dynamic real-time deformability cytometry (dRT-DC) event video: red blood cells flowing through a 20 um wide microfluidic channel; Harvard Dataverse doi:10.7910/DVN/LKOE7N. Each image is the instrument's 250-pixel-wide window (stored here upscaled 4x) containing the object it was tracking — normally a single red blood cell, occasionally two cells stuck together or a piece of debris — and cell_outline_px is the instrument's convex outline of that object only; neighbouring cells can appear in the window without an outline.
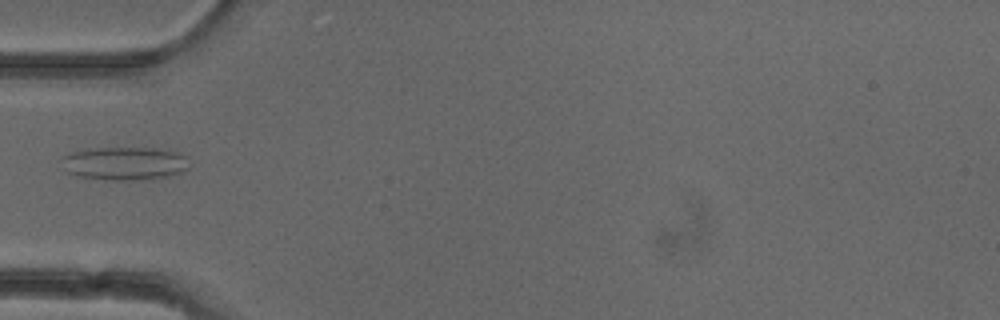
{"species": "common noctule bat (a hibernating species)", "species_latin": "Nyctalus noctula", "temperature_condition": "cold", "stored_images_in_passage": 36, "camera_frame_rate_fps": 3000, "um_per_image_px": 0.085, "animal": {"sex": "female"}, "frame": {"image": 1, "passage_image": 1, "time_ms": 0.0, "image_size_px": [1000, 320], "cell_outline_px": [[188, 168], [180, 172], [168, 176], [152, 180], [112, 180], [80, 176], [68, 172], [60, 160], [60, 156], [68, 152], [96, 148], [156, 148], [180, 152], [188, 156]], "centroid_in_image_um": [10.62, 13.88], "position_along_channel_um": 74.4, "area_um2": 25.03}}
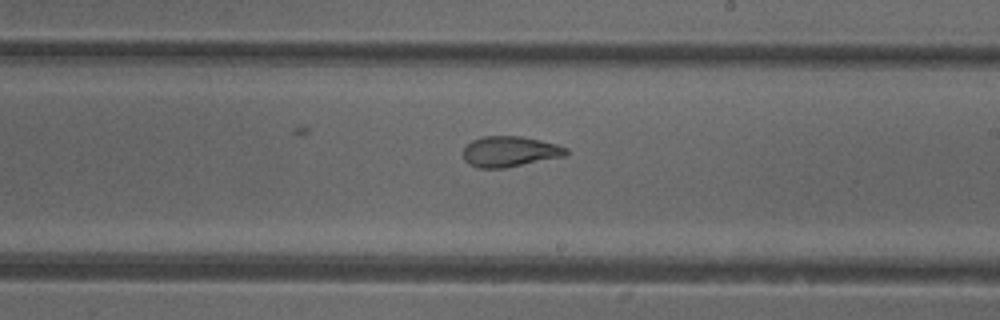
{"frame": {"image": 2, "passage_image": 14, "time_ms": 4.333, "image_size_px": [1000, 320], "cell_outline_px": [[568, 152], [564, 156], [504, 168], [476, 168], [468, 164], [464, 160], [464, 148], [472, 140], [484, 136], [520, 136], [540, 140], [556, 144], [568, 148]], "centroid_in_image_um": [43.31, 12.88], "position_along_channel_um": 245.7, "area_um2": 18.26}}
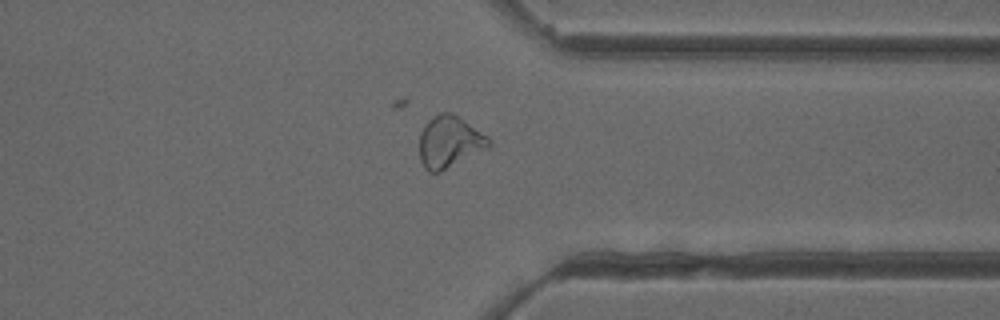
{"frame": {"image": 3, "passage_image": 24, "time_ms": 7.667, "image_size_px": [1000, 320], "cell_outline_px": [[492, 144], [488, 148], [440, 172], [428, 172], [424, 168], [420, 160], [420, 132], [424, 124], [428, 120], [440, 112], [452, 112], [488, 136], [492, 140]], "centroid_in_image_um": [38.2, 12.06], "position_along_channel_um": 373.2, "area_um2": 21.04}}